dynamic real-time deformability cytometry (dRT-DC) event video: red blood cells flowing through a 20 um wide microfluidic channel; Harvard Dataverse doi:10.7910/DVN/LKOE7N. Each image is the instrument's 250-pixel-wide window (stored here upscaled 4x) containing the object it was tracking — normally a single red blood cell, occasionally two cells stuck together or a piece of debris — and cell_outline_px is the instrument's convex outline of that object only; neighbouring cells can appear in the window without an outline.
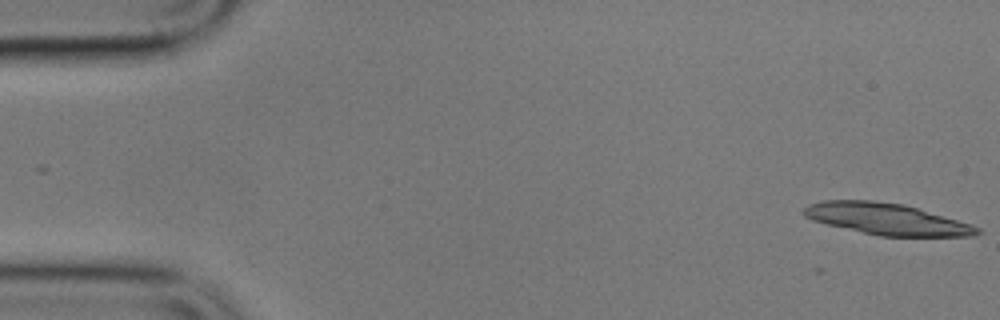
{"species": "common noctule bat (a hibernating species)", "species_latin": "Nyctalus noctula", "temperature_condition": "cold", "stored_images_in_passage": 7, "camera_frame_rate_fps": 3000, "um_per_image_px": 0.085, "animal": {"sex": "male", "body_mass_g": 17.9}, "frame": {"image": 1, "passage_image": 1, "time_ms": 0.0, "image_size_px": [1000, 320], "cell_outline_px": [[984, 232], [976, 236], [880, 236], [828, 224], [812, 220], [804, 216], [804, 208], [808, 204], [824, 200], [872, 200], [904, 204], [956, 220], [980, 228]], "centroid_in_image_um": [75.36, 18.61], "position_along_channel_um": 9.6, "area_um2": 31.39}}